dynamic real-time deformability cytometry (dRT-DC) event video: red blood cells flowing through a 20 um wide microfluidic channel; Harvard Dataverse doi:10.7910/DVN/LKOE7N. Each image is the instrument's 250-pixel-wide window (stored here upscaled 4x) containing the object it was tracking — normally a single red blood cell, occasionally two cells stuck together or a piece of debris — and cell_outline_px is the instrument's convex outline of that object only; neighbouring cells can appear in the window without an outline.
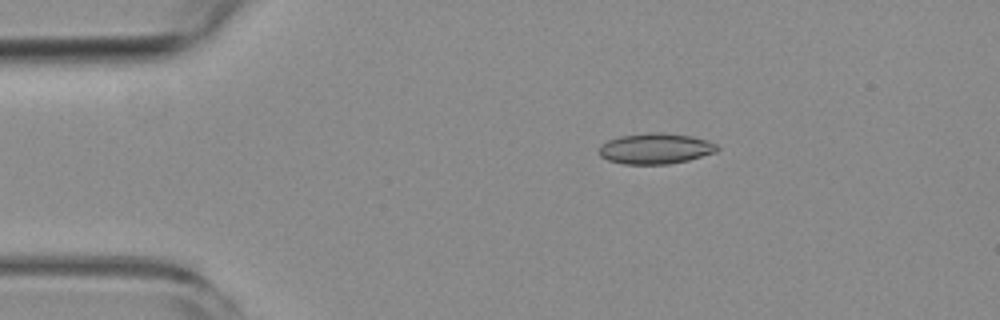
{"species": "common noctule bat (a hibernating species)", "species_latin": "Nyctalus noctula", "temperature_condition": "room temperature", "stored_images_in_passage": 6, "camera_frame_rate_fps": 3000, "um_per_image_px": 0.085, "animal": {"sex": "female", "body_mass_g": 19.3, "forearm_length_mm": 54.1}, "frame": {"image": 1, "passage_image": 3, "time_ms": 2.0, "image_size_px": [1000, 320], "cell_outline_px": [[720, 148], [716, 152], [688, 160], [668, 164], [624, 164], [608, 160], [600, 156], [600, 148], [608, 140], [620, 136], [648, 132], [660, 132], [692, 136], [708, 140], [716, 144]], "centroid_in_image_um": [55.75, 12.62], "position_along_channel_um": 29.3, "area_um2": 21.1}}
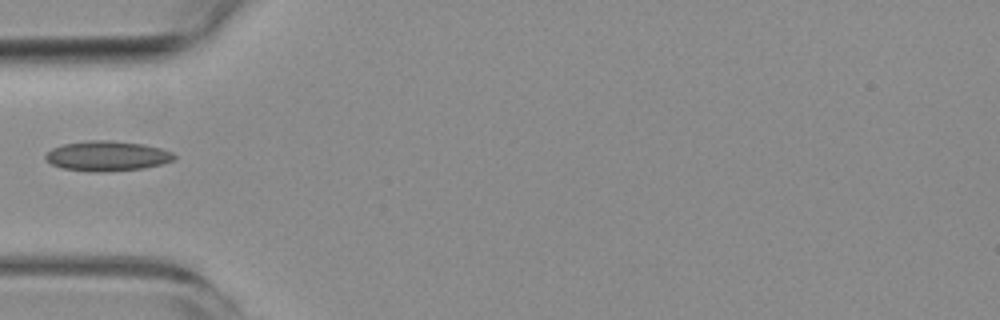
{"frame": {"image": 2, "passage_image": 5, "time_ms": 4.667, "image_size_px": [1000, 320], "cell_outline_px": [[176, 156], [172, 160], [160, 164], [144, 168], [104, 172], [88, 172], [64, 168], [52, 164], [44, 156], [52, 148], [64, 144], [88, 140], [108, 140], [144, 144], [160, 148], [172, 152]], "centroid_in_image_um": [9.1, 13.26], "position_along_channel_um": 75.9, "area_um2": 22.37}}
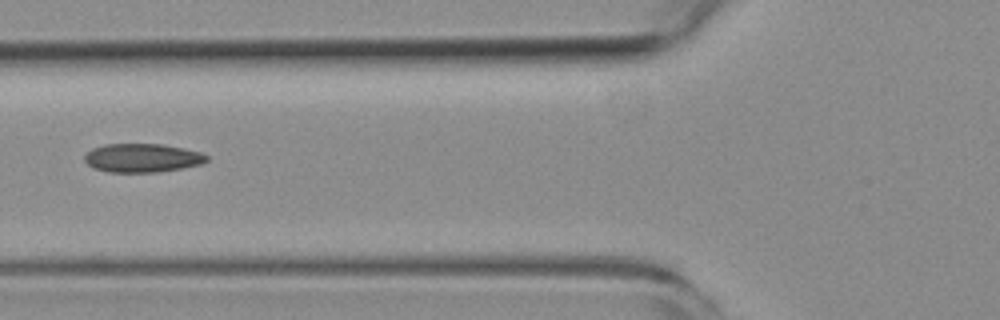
{"frame": {"image": 3, "passage_image": 6, "time_ms": 5.667, "image_size_px": [1000, 320], "cell_outline_px": [[208, 160], [200, 164], [180, 168], [156, 172], [108, 172], [96, 168], [88, 164], [84, 160], [84, 156], [92, 148], [104, 144], [160, 144], [184, 148], [200, 152], [208, 156]], "centroid_in_image_um": [12.08, 13.41], "position_along_channel_um": 113.7, "area_um2": 20.23}}